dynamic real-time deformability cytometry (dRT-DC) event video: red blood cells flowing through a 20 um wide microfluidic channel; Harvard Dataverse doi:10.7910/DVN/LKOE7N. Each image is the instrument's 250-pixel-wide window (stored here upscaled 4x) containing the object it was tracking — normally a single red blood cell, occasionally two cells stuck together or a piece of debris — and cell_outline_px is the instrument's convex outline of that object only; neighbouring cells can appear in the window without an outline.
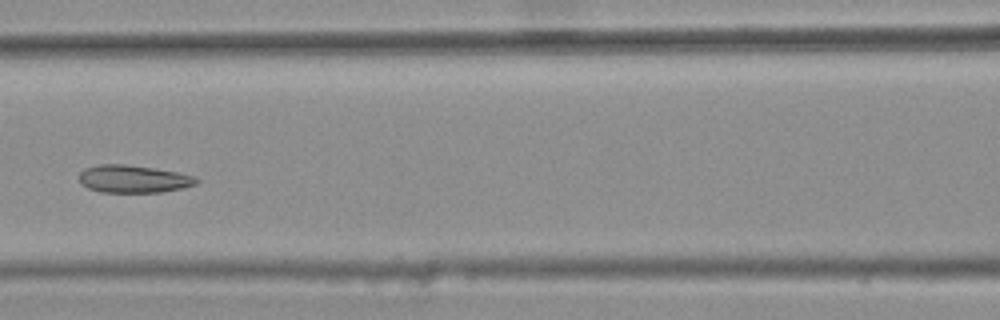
{"species": "common noctule bat (a hibernating species)", "species_latin": "Nyctalus noctula", "temperature_condition": "warm", "stored_images_in_passage": 7, "camera_frame_rate_fps": 3000, "um_per_image_px": 0.085, "animal": {"sex": "female", "body_mass_g": 25.1}, "frame": {"image": 1, "passage_image": 7, "time_ms": 2.0, "image_size_px": [1000, 320], "cell_outline_px": [[200, 180], [196, 184], [184, 188], [164, 192], [100, 192], [88, 188], [80, 184], [80, 172], [84, 168], [100, 164], [124, 164], [152, 168], [176, 172], [196, 176]], "centroid_in_image_um": [11.35, 15.22], "position_along_channel_um": 155.2, "area_um2": 18.96}}